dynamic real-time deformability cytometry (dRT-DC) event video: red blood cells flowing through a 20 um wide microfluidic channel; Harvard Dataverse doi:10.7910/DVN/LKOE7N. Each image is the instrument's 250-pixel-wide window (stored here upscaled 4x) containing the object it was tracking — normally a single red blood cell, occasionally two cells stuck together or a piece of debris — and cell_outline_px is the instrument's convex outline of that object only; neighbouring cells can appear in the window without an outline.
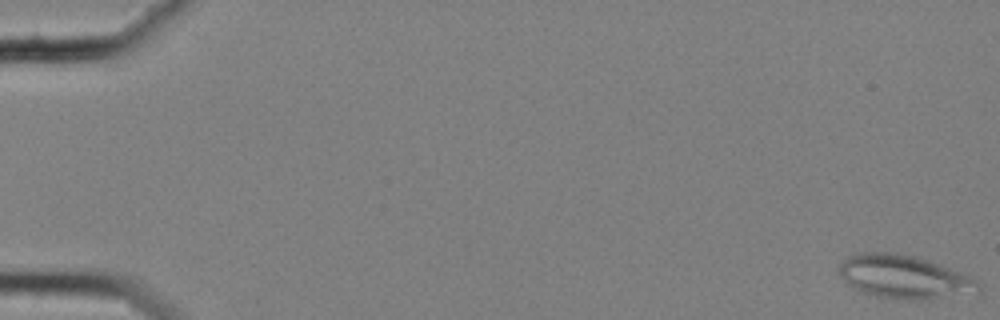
{"species": "common noctule bat (a hibernating species)", "species_latin": "Nyctalus noctula", "temperature_condition": "cold", "stored_images_in_passage": 58, "camera_frame_rate_fps": 3000, "um_per_image_px": 0.085, "animal": {"sex": "female", "body_mass_g": 25.1}, "frame": {"image": 1, "passage_image": 1, "time_ms": 0.0, "image_size_px": [1000, 320], "cell_outline_px": [[984, 292], [920, 300], [908, 300], [876, 296], [860, 292], [852, 288], [840, 276], [840, 264], [848, 256], [856, 252], [896, 252], [912, 256], [940, 264], [972, 276], [980, 284]], "centroid_in_image_um": [76.88, 23.54], "position_along_channel_um": 8.1, "area_um2": 35.55}}
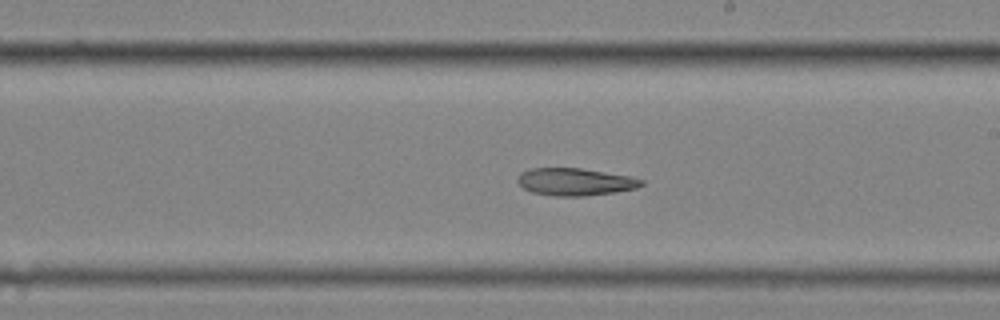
{"frame": {"image": 2, "passage_image": 35, "time_ms": 11.333, "image_size_px": [1000, 320], "cell_outline_px": [[644, 184], [636, 188], [616, 192], [584, 196], [552, 196], [532, 192], [524, 188], [516, 180], [516, 176], [520, 172], [532, 168], [580, 168], [628, 176], [644, 180]], "centroid_in_image_um": [48.85, 15.46], "position_along_channel_um": 240.1, "area_um2": 19.77}}
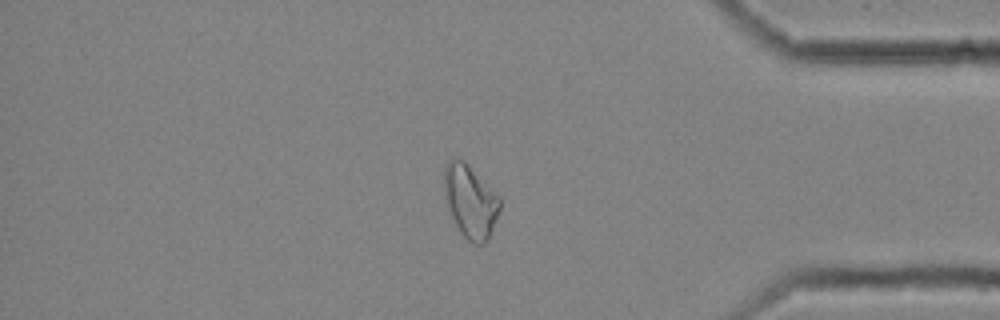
{"frame": {"image": 3, "passage_image": 50, "time_ms": 16.333, "image_size_px": [1000, 320], "cell_outline_px": [[500, 208], [488, 240], [484, 244], [476, 244], [468, 240], [460, 232], [448, 208], [444, 196], [444, 168], [448, 160], [452, 156], [464, 160], [500, 196]], "centroid_in_image_um": [39.97, 17.07], "position_along_channel_um": 395.2, "area_um2": 23.76}}